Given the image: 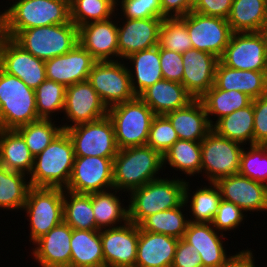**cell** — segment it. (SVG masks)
<instances>
[{
  "label": "cell",
  "mask_w": 267,
  "mask_h": 267,
  "mask_svg": "<svg viewBox=\"0 0 267 267\" xmlns=\"http://www.w3.org/2000/svg\"><path fill=\"white\" fill-rule=\"evenodd\" d=\"M75 153L72 141L62 130L52 142L34 157V164L29 174L31 187L65 189L69 183Z\"/></svg>",
  "instance_id": "6da1fadb"
},
{
  "label": "cell",
  "mask_w": 267,
  "mask_h": 267,
  "mask_svg": "<svg viewBox=\"0 0 267 267\" xmlns=\"http://www.w3.org/2000/svg\"><path fill=\"white\" fill-rule=\"evenodd\" d=\"M1 15L4 34L12 39L25 29L71 21L70 4L61 0H18Z\"/></svg>",
  "instance_id": "7a4b0ae2"
},
{
  "label": "cell",
  "mask_w": 267,
  "mask_h": 267,
  "mask_svg": "<svg viewBox=\"0 0 267 267\" xmlns=\"http://www.w3.org/2000/svg\"><path fill=\"white\" fill-rule=\"evenodd\" d=\"M163 156L148 145L119 149L113 160V190L142 187L156 178Z\"/></svg>",
  "instance_id": "3957f363"
},
{
  "label": "cell",
  "mask_w": 267,
  "mask_h": 267,
  "mask_svg": "<svg viewBox=\"0 0 267 267\" xmlns=\"http://www.w3.org/2000/svg\"><path fill=\"white\" fill-rule=\"evenodd\" d=\"M186 180L155 179L130 191L128 220L139 225L146 217L180 206L184 202Z\"/></svg>",
  "instance_id": "277c9868"
},
{
  "label": "cell",
  "mask_w": 267,
  "mask_h": 267,
  "mask_svg": "<svg viewBox=\"0 0 267 267\" xmlns=\"http://www.w3.org/2000/svg\"><path fill=\"white\" fill-rule=\"evenodd\" d=\"M37 120L35 90L0 67V129L16 130Z\"/></svg>",
  "instance_id": "5b68a950"
},
{
  "label": "cell",
  "mask_w": 267,
  "mask_h": 267,
  "mask_svg": "<svg viewBox=\"0 0 267 267\" xmlns=\"http://www.w3.org/2000/svg\"><path fill=\"white\" fill-rule=\"evenodd\" d=\"M118 149L146 145L155 113L139 97L108 108Z\"/></svg>",
  "instance_id": "8992f818"
},
{
  "label": "cell",
  "mask_w": 267,
  "mask_h": 267,
  "mask_svg": "<svg viewBox=\"0 0 267 267\" xmlns=\"http://www.w3.org/2000/svg\"><path fill=\"white\" fill-rule=\"evenodd\" d=\"M13 40L43 61L64 55L78 44V27L71 21L20 31Z\"/></svg>",
  "instance_id": "52a82bcc"
},
{
  "label": "cell",
  "mask_w": 267,
  "mask_h": 267,
  "mask_svg": "<svg viewBox=\"0 0 267 267\" xmlns=\"http://www.w3.org/2000/svg\"><path fill=\"white\" fill-rule=\"evenodd\" d=\"M23 209L30 220V240L34 244L63 221V189L31 187Z\"/></svg>",
  "instance_id": "ba28073f"
},
{
  "label": "cell",
  "mask_w": 267,
  "mask_h": 267,
  "mask_svg": "<svg viewBox=\"0 0 267 267\" xmlns=\"http://www.w3.org/2000/svg\"><path fill=\"white\" fill-rule=\"evenodd\" d=\"M65 131L72 141L75 157L114 158L118 153L114 125L108 115Z\"/></svg>",
  "instance_id": "9c48e42d"
},
{
  "label": "cell",
  "mask_w": 267,
  "mask_h": 267,
  "mask_svg": "<svg viewBox=\"0 0 267 267\" xmlns=\"http://www.w3.org/2000/svg\"><path fill=\"white\" fill-rule=\"evenodd\" d=\"M242 144L221 137L211 130L201 141V172L215 183L222 177L239 172Z\"/></svg>",
  "instance_id": "30bf717a"
},
{
  "label": "cell",
  "mask_w": 267,
  "mask_h": 267,
  "mask_svg": "<svg viewBox=\"0 0 267 267\" xmlns=\"http://www.w3.org/2000/svg\"><path fill=\"white\" fill-rule=\"evenodd\" d=\"M121 63L118 59L97 61L89 73L88 81L107 108L136 97L128 67Z\"/></svg>",
  "instance_id": "8fae6325"
},
{
  "label": "cell",
  "mask_w": 267,
  "mask_h": 267,
  "mask_svg": "<svg viewBox=\"0 0 267 267\" xmlns=\"http://www.w3.org/2000/svg\"><path fill=\"white\" fill-rule=\"evenodd\" d=\"M187 27L194 49L220 58L232 35L227 19L212 17L191 11L179 17Z\"/></svg>",
  "instance_id": "7c38bea8"
},
{
  "label": "cell",
  "mask_w": 267,
  "mask_h": 267,
  "mask_svg": "<svg viewBox=\"0 0 267 267\" xmlns=\"http://www.w3.org/2000/svg\"><path fill=\"white\" fill-rule=\"evenodd\" d=\"M219 61L229 68L267 71L266 43L262 33H232Z\"/></svg>",
  "instance_id": "4fadbf2b"
},
{
  "label": "cell",
  "mask_w": 267,
  "mask_h": 267,
  "mask_svg": "<svg viewBox=\"0 0 267 267\" xmlns=\"http://www.w3.org/2000/svg\"><path fill=\"white\" fill-rule=\"evenodd\" d=\"M113 160L97 156L75 157L71 177L66 190L78 194H90L114 189Z\"/></svg>",
  "instance_id": "5bb4252c"
},
{
  "label": "cell",
  "mask_w": 267,
  "mask_h": 267,
  "mask_svg": "<svg viewBox=\"0 0 267 267\" xmlns=\"http://www.w3.org/2000/svg\"><path fill=\"white\" fill-rule=\"evenodd\" d=\"M120 224L100 229L104 267H135L139 225L129 221Z\"/></svg>",
  "instance_id": "9a60e30c"
},
{
  "label": "cell",
  "mask_w": 267,
  "mask_h": 267,
  "mask_svg": "<svg viewBox=\"0 0 267 267\" xmlns=\"http://www.w3.org/2000/svg\"><path fill=\"white\" fill-rule=\"evenodd\" d=\"M0 67L34 90L46 80L45 61L24 50L12 38L6 36L0 45Z\"/></svg>",
  "instance_id": "2e32d148"
},
{
  "label": "cell",
  "mask_w": 267,
  "mask_h": 267,
  "mask_svg": "<svg viewBox=\"0 0 267 267\" xmlns=\"http://www.w3.org/2000/svg\"><path fill=\"white\" fill-rule=\"evenodd\" d=\"M65 111V112H64ZM63 112L73 125H62V130L89 123L108 115V108L88 80L66 87Z\"/></svg>",
  "instance_id": "e0dca14e"
},
{
  "label": "cell",
  "mask_w": 267,
  "mask_h": 267,
  "mask_svg": "<svg viewBox=\"0 0 267 267\" xmlns=\"http://www.w3.org/2000/svg\"><path fill=\"white\" fill-rule=\"evenodd\" d=\"M97 60L79 43L64 55L45 61L46 79L65 87L88 80Z\"/></svg>",
  "instance_id": "ac0fdd59"
},
{
  "label": "cell",
  "mask_w": 267,
  "mask_h": 267,
  "mask_svg": "<svg viewBox=\"0 0 267 267\" xmlns=\"http://www.w3.org/2000/svg\"><path fill=\"white\" fill-rule=\"evenodd\" d=\"M221 198L246 211H267V185L240 174L218 179Z\"/></svg>",
  "instance_id": "d6986e66"
},
{
  "label": "cell",
  "mask_w": 267,
  "mask_h": 267,
  "mask_svg": "<svg viewBox=\"0 0 267 267\" xmlns=\"http://www.w3.org/2000/svg\"><path fill=\"white\" fill-rule=\"evenodd\" d=\"M182 58L184 70L181 84L194 99H200L214 85L219 58L194 48L183 53Z\"/></svg>",
  "instance_id": "ffe728a7"
},
{
  "label": "cell",
  "mask_w": 267,
  "mask_h": 267,
  "mask_svg": "<svg viewBox=\"0 0 267 267\" xmlns=\"http://www.w3.org/2000/svg\"><path fill=\"white\" fill-rule=\"evenodd\" d=\"M163 19H126L122 27H117L119 59L159 45Z\"/></svg>",
  "instance_id": "44dd1931"
},
{
  "label": "cell",
  "mask_w": 267,
  "mask_h": 267,
  "mask_svg": "<svg viewBox=\"0 0 267 267\" xmlns=\"http://www.w3.org/2000/svg\"><path fill=\"white\" fill-rule=\"evenodd\" d=\"M117 27L111 18L87 23L78 28V43L97 61H113L119 57Z\"/></svg>",
  "instance_id": "7402d4cb"
},
{
  "label": "cell",
  "mask_w": 267,
  "mask_h": 267,
  "mask_svg": "<svg viewBox=\"0 0 267 267\" xmlns=\"http://www.w3.org/2000/svg\"><path fill=\"white\" fill-rule=\"evenodd\" d=\"M72 228L63 220L36 240L33 256L42 267H70Z\"/></svg>",
  "instance_id": "603a6c76"
},
{
  "label": "cell",
  "mask_w": 267,
  "mask_h": 267,
  "mask_svg": "<svg viewBox=\"0 0 267 267\" xmlns=\"http://www.w3.org/2000/svg\"><path fill=\"white\" fill-rule=\"evenodd\" d=\"M179 140L201 142L212 130L213 122L206 113L200 99H194L187 106L171 111L165 115Z\"/></svg>",
  "instance_id": "cb8c5ba5"
},
{
  "label": "cell",
  "mask_w": 267,
  "mask_h": 267,
  "mask_svg": "<svg viewBox=\"0 0 267 267\" xmlns=\"http://www.w3.org/2000/svg\"><path fill=\"white\" fill-rule=\"evenodd\" d=\"M212 227L211 223L189 221L182 238L196 248L202 259L203 267H218L229 258L223 246L222 238L225 237L223 232L218 236V231Z\"/></svg>",
  "instance_id": "d4e9b609"
},
{
  "label": "cell",
  "mask_w": 267,
  "mask_h": 267,
  "mask_svg": "<svg viewBox=\"0 0 267 267\" xmlns=\"http://www.w3.org/2000/svg\"><path fill=\"white\" fill-rule=\"evenodd\" d=\"M179 239L139 227L135 267H171Z\"/></svg>",
  "instance_id": "484cf974"
},
{
  "label": "cell",
  "mask_w": 267,
  "mask_h": 267,
  "mask_svg": "<svg viewBox=\"0 0 267 267\" xmlns=\"http://www.w3.org/2000/svg\"><path fill=\"white\" fill-rule=\"evenodd\" d=\"M214 85L225 91L245 93L254 100L267 94V71L229 68L218 61Z\"/></svg>",
  "instance_id": "4316f807"
},
{
  "label": "cell",
  "mask_w": 267,
  "mask_h": 267,
  "mask_svg": "<svg viewBox=\"0 0 267 267\" xmlns=\"http://www.w3.org/2000/svg\"><path fill=\"white\" fill-rule=\"evenodd\" d=\"M139 97L155 115H166L187 106L194 100V97L182 84L165 79L145 89Z\"/></svg>",
  "instance_id": "83f0119b"
},
{
  "label": "cell",
  "mask_w": 267,
  "mask_h": 267,
  "mask_svg": "<svg viewBox=\"0 0 267 267\" xmlns=\"http://www.w3.org/2000/svg\"><path fill=\"white\" fill-rule=\"evenodd\" d=\"M133 62L134 72L128 69L131 87L136 96H139L145 89L164 79L160 67V46L135 52L127 58ZM135 73L133 75V73ZM135 81V82H134ZM136 84V85H135Z\"/></svg>",
  "instance_id": "f1b7e54d"
},
{
  "label": "cell",
  "mask_w": 267,
  "mask_h": 267,
  "mask_svg": "<svg viewBox=\"0 0 267 267\" xmlns=\"http://www.w3.org/2000/svg\"><path fill=\"white\" fill-rule=\"evenodd\" d=\"M70 267H104L100 230L72 229Z\"/></svg>",
  "instance_id": "f546056e"
},
{
  "label": "cell",
  "mask_w": 267,
  "mask_h": 267,
  "mask_svg": "<svg viewBox=\"0 0 267 267\" xmlns=\"http://www.w3.org/2000/svg\"><path fill=\"white\" fill-rule=\"evenodd\" d=\"M34 156L16 130L0 129V165L11 171L30 174Z\"/></svg>",
  "instance_id": "4dcf8cb0"
},
{
  "label": "cell",
  "mask_w": 267,
  "mask_h": 267,
  "mask_svg": "<svg viewBox=\"0 0 267 267\" xmlns=\"http://www.w3.org/2000/svg\"><path fill=\"white\" fill-rule=\"evenodd\" d=\"M227 22L233 33L260 32L267 23V1L233 0Z\"/></svg>",
  "instance_id": "1f68e13d"
},
{
  "label": "cell",
  "mask_w": 267,
  "mask_h": 267,
  "mask_svg": "<svg viewBox=\"0 0 267 267\" xmlns=\"http://www.w3.org/2000/svg\"><path fill=\"white\" fill-rule=\"evenodd\" d=\"M212 130L219 136L245 145L247 141L254 144L253 101L245 108L233 111L217 120Z\"/></svg>",
  "instance_id": "d6a6232c"
},
{
  "label": "cell",
  "mask_w": 267,
  "mask_h": 267,
  "mask_svg": "<svg viewBox=\"0 0 267 267\" xmlns=\"http://www.w3.org/2000/svg\"><path fill=\"white\" fill-rule=\"evenodd\" d=\"M63 220L72 229L96 230L92 193L78 194L63 189Z\"/></svg>",
  "instance_id": "836d02e7"
},
{
  "label": "cell",
  "mask_w": 267,
  "mask_h": 267,
  "mask_svg": "<svg viewBox=\"0 0 267 267\" xmlns=\"http://www.w3.org/2000/svg\"><path fill=\"white\" fill-rule=\"evenodd\" d=\"M206 113L208 115H217V119L231 114L233 111L245 108L250 105L253 101L245 93L230 90L225 91L218 89L213 85L201 98Z\"/></svg>",
  "instance_id": "e575fe53"
},
{
  "label": "cell",
  "mask_w": 267,
  "mask_h": 267,
  "mask_svg": "<svg viewBox=\"0 0 267 267\" xmlns=\"http://www.w3.org/2000/svg\"><path fill=\"white\" fill-rule=\"evenodd\" d=\"M25 174L11 171L0 165V208L23 210L30 182H26Z\"/></svg>",
  "instance_id": "d590c367"
},
{
  "label": "cell",
  "mask_w": 267,
  "mask_h": 267,
  "mask_svg": "<svg viewBox=\"0 0 267 267\" xmlns=\"http://www.w3.org/2000/svg\"><path fill=\"white\" fill-rule=\"evenodd\" d=\"M108 192V193H107ZM92 208L96 222V230L116 228L114 224L127 223L128 207H122L119 197L109 191L92 193Z\"/></svg>",
  "instance_id": "8d00e7d4"
},
{
  "label": "cell",
  "mask_w": 267,
  "mask_h": 267,
  "mask_svg": "<svg viewBox=\"0 0 267 267\" xmlns=\"http://www.w3.org/2000/svg\"><path fill=\"white\" fill-rule=\"evenodd\" d=\"M185 204L183 202L178 207L149 215L139 224V227L151 233L182 239L189 223V219L186 220L181 211V208L186 206Z\"/></svg>",
  "instance_id": "74e56055"
},
{
  "label": "cell",
  "mask_w": 267,
  "mask_h": 267,
  "mask_svg": "<svg viewBox=\"0 0 267 267\" xmlns=\"http://www.w3.org/2000/svg\"><path fill=\"white\" fill-rule=\"evenodd\" d=\"M189 182L185 184L184 202L187 204L190 202V209L192 212V219L190 222L194 223H211L218 210L221 198V193L218 186L211 182V186L201 187L193 193L191 201H188L189 196ZM210 187V188H209Z\"/></svg>",
  "instance_id": "f35d334b"
},
{
  "label": "cell",
  "mask_w": 267,
  "mask_h": 267,
  "mask_svg": "<svg viewBox=\"0 0 267 267\" xmlns=\"http://www.w3.org/2000/svg\"><path fill=\"white\" fill-rule=\"evenodd\" d=\"M168 163L187 175L201 172V142L177 140L163 155V167Z\"/></svg>",
  "instance_id": "ab89813d"
},
{
  "label": "cell",
  "mask_w": 267,
  "mask_h": 267,
  "mask_svg": "<svg viewBox=\"0 0 267 267\" xmlns=\"http://www.w3.org/2000/svg\"><path fill=\"white\" fill-rule=\"evenodd\" d=\"M117 7L111 0H72L70 20L78 28L90 23L109 19Z\"/></svg>",
  "instance_id": "60d3db41"
},
{
  "label": "cell",
  "mask_w": 267,
  "mask_h": 267,
  "mask_svg": "<svg viewBox=\"0 0 267 267\" xmlns=\"http://www.w3.org/2000/svg\"><path fill=\"white\" fill-rule=\"evenodd\" d=\"M50 119H39L16 129L23 137L30 153L35 157L41 153L62 131Z\"/></svg>",
  "instance_id": "b9f144b4"
},
{
  "label": "cell",
  "mask_w": 267,
  "mask_h": 267,
  "mask_svg": "<svg viewBox=\"0 0 267 267\" xmlns=\"http://www.w3.org/2000/svg\"><path fill=\"white\" fill-rule=\"evenodd\" d=\"M65 92L66 87L63 84L49 79L35 89L36 111L39 119H51L52 113L64 110Z\"/></svg>",
  "instance_id": "7bdbcfd3"
},
{
  "label": "cell",
  "mask_w": 267,
  "mask_h": 267,
  "mask_svg": "<svg viewBox=\"0 0 267 267\" xmlns=\"http://www.w3.org/2000/svg\"><path fill=\"white\" fill-rule=\"evenodd\" d=\"M159 46L181 54L193 48L186 24L179 17L163 19Z\"/></svg>",
  "instance_id": "ee69618b"
},
{
  "label": "cell",
  "mask_w": 267,
  "mask_h": 267,
  "mask_svg": "<svg viewBox=\"0 0 267 267\" xmlns=\"http://www.w3.org/2000/svg\"><path fill=\"white\" fill-rule=\"evenodd\" d=\"M238 174L267 185V145L253 144L243 149Z\"/></svg>",
  "instance_id": "f6af8a7d"
},
{
  "label": "cell",
  "mask_w": 267,
  "mask_h": 267,
  "mask_svg": "<svg viewBox=\"0 0 267 267\" xmlns=\"http://www.w3.org/2000/svg\"><path fill=\"white\" fill-rule=\"evenodd\" d=\"M179 137L165 115H155L152 120L146 145L158 151L162 156Z\"/></svg>",
  "instance_id": "bcb514c9"
},
{
  "label": "cell",
  "mask_w": 267,
  "mask_h": 267,
  "mask_svg": "<svg viewBox=\"0 0 267 267\" xmlns=\"http://www.w3.org/2000/svg\"><path fill=\"white\" fill-rule=\"evenodd\" d=\"M125 19L161 18L160 0H122Z\"/></svg>",
  "instance_id": "7dc6e473"
},
{
  "label": "cell",
  "mask_w": 267,
  "mask_h": 267,
  "mask_svg": "<svg viewBox=\"0 0 267 267\" xmlns=\"http://www.w3.org/2000/svg\"><path fill=\"white\" fill-rule=\"evenodd\" d=\"M243 212L240 207L222 199L211 224L218 232L230 231L243 221Z\"/></svg>",
  "instance_id": "c3c4849f"
},
{
  "label": "cell",
  "mask_w": 267,
  "mask_h": 267,
  "mask_svg": "<svg viewBox=\"0 0 267 267\" xmlns=\"http://www.w3.org/2000/svg\"><path fill=\"white\" fill-rule=\"evenodd\" d=\"M160 67L165 80L181 84L184 70L181 53L160 47Z\"/></svg>",
  "instance_id": "681fc988"
},
{
  "label": "cell",
  "mask_w": 267,
  "mask_h": 267,
  "mask_svg": "<svg viewBox=\"0 0 267 267\" xmlns=\"http://www.w3.org/2000/svg\"><path fill=\"white\" fill-rule=\"evenodd\" d=\"M254 144L267 145V94L253 100Z\"/></svg>",
  "instance_id": "f907efd6"
},
{
  "label": "cell",
  "mask_w": 267,
  "mask_h": 267,
  "mask_svg": "<svg viewBox=\"0 0 267 267\" xmlns=\"http://www.w3.org/2000/svg\"><path fill=\"white\" fill-rule=\"evenodd\" d=\"M171 267H203L202 259L196 248L185 242L183 239H179L173 263Z\"/></svg>",
  "instance_id": "816d5d0a"
},
{
  "label": "cell",
  "mask_w": 267,
  "mask_h": 267,
  "mask_svg": "<svg viewBox=\"0 0 267 267\" xmlns=\"http://www.w3.org/2000/svg\"><path fill=\"white\" fill-rule=\"evenodd\" d=\"M233 0H200L192 10L202 15L227 19Z\"/></svg>",
  "instance_id": "f5cc1de1"
},
{
  "label": "cell",
  "mask_w": 267,
  "mask_h": 267,
  "mask_svg": "<svg viewBox=\"0 0 267 267\" xmlns=\"http://www.w3.org/2000/svg\"><path fill=\"white\" fill-rule=\"evenodd\" d=\"M160 3L161 18L182 17L193 10L187 0H160Z\"/></svg>",
  "instance_id": "db71d44e"
},
{
  "label": "cell",
  "mask_w": 267,
  "mask_h": 267,
  "mask_svg": "<svg viewBox=\"0 0 267 267\" xmlns=\"http://www.w3.org/2000/svg\"><path fill=\"white\" fill-rule=\"evenodd\" d=\"M251 250H242L229 258L218 267H255Z\"/></svg>",
  "instance_id": "11a10c76"
},
{
  "label": "cell",
  "mask_w": 267,
  "mask_h": 267,
  "mask_svg": "<svg viewBox=\"0 0 267 267\" xmlns=\"http://www.w3.org/2000/svg\"><path fill=\"white\" fill-rule=\"evenodd\" d=\"M4 37H5L4 24H3L2 15L0 14V45H1V42H2Z\"/></svg>",
  "instance_id": "9f6ffc18"
},
{
  "label": "cell",
  "mask_w": 267,
  "mask_h": 267,
  "mask_svg": "<svg viewBox=\"0 0 267 267\" xmlns=\"http://www.w3.org/2000/svg\"><path fill=\"white\" fill-rule=\"evenodd\" d=\"M265 39L266 43V52H267V23L263 26V28L260 31Z\"/></svg>",
  "instance_id": "6f0895ef"
},
{
  "label": "cell",
  "mask_w": 267,
  "mask_h": 267,
  "mask_svg": "<svg viewBox=\"0 0 267 267\" xmlns=\"http://www.w3.org/2000/svg\"><path fill=\"white\" fill-rule=\"evenodd\" d=\"M199 2H200V0H187L188 5L192 9H194L198 5Z\"/></svg>",
  "instance_id": "680465c9"
},
{
  "label": "cell",
  "mask_w": 267,
  "mask_h": 267,
  "mask_svg": "<svg viewBox=\"0 0 267 267\" xmlns=\"http://www.w3.org/2000/svg\"><path fill=\"white\" fill-rule=\"evenodd\" d=\"M61 1L67 2L69 4H71V2H72V0H61Z\"/></svg>",
  "instance_id": "91938a15"
},
{
  "label": "cell",
  "mask_w": 267,
  "mask_h": 267,
  "mask_svg": "<svg viewBox=\"0 0 267 267\" xmlns=\"http://www.w3.org/2000/svg\"><path fill=\"white\" fill-rule=\"evenodd\" d=\"M116 6L118 5L117 2L118 0H111ZM117 1V2H116Z\"/></svg>",
  "instance_id": "94428289"
}]
</instances>
